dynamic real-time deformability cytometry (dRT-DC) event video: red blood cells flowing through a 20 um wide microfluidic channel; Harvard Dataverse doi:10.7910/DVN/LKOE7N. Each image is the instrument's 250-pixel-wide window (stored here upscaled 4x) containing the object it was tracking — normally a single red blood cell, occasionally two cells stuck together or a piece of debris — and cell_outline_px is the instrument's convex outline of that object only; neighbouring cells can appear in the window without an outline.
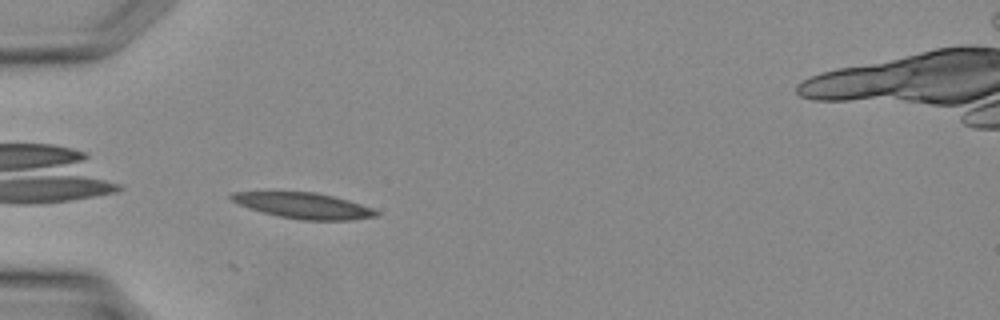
{"species": "Egyptian fruit bat (a non-hibernating species)", "species_latin": "Rousettus aegyptiacus", "temperature_condition": "warm", "stored_images_in_passage": 17, "camera_frame_rate_fps": 3000, "um_per_image_px": 0.085, "animal": {"sex": "female"}, "frame": {"image": 1, "passage_image": 10, "time_ms": 3.0, "image_size_px": [1000, 320], "cell_outline_px": [[380, 212], [376, 216], [348, 220], [304, 220], [280, 216], [264, 212], [240, 204], [232, 200], [228, 196], [232, 192], [316, 192], [336, 196], [372, 208]], "centroid_in_image_um": [25.85, 17.47], "position_along_channel_um": 59.2, "area_um2": 21.39}}